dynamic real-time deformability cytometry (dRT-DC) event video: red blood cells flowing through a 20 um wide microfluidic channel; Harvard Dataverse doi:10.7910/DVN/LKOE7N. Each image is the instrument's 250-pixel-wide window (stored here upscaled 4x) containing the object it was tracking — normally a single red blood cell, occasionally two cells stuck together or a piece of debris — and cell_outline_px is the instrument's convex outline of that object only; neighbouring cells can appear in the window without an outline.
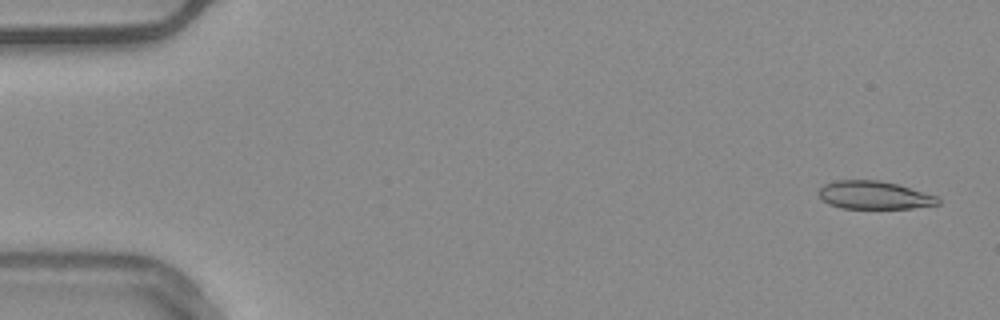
{"species": "common noctule bat (a hibernating species)", "species_latin": "Nyctalus noctula", "temperature_condition": "warm", "stored_images_in_passage": 54, "camera_frame_rate_fps": 3000, "um_per_image_px": 0.085, "animal": {"sex": "male", "body_mass_g": 20.4}, "frame": {"image": 1, "passage_image": 2, "time_ms": 0.333, "image_size_px": [1000, 320], "cell_outline_px": [[936, 204], [908, 208], [848, 208], [832, 204], [824, 200], [820, 196], [820, 192], [828, 184], [844, 180], [868, 180], [892, 184], [908, 188], [932, 196]], "centroid_in_image_um": [74.24, 16.6], "position_along_channel_um": 10.8, "area_um2": 17.8}}
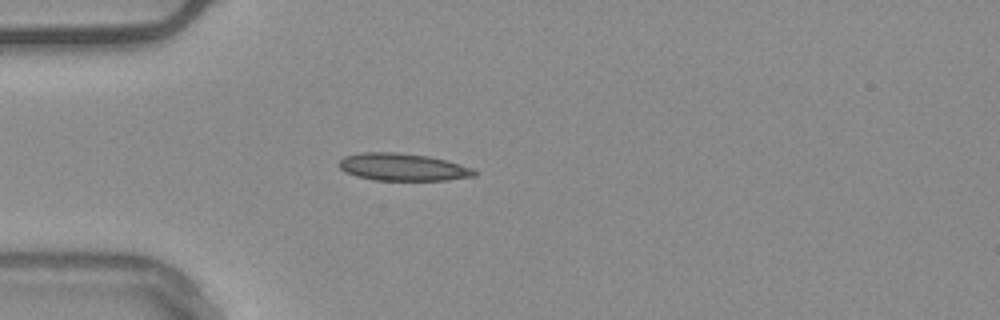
{"frame": {"image": 2, "passage_image": 15, "time_ms": 4.667, "image_size_px": [1000, 320], "cell_outline_px": [[476, 172], [472, 176], [440, 180], [380, 180], [360, 176], [348, 172], [340, 168], [340, 160], [348, 156], [424, 156], [456, 164]], "centroid_in_image_um": [34.28, 14.29], "position_along_channel_um": 50.7, "area_um2": 18.79}}
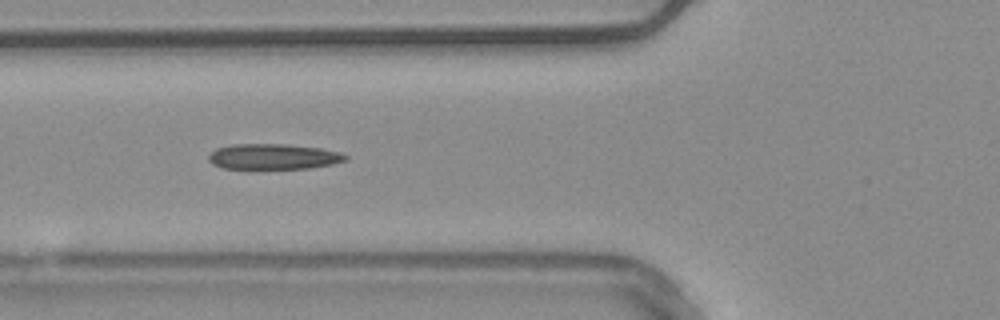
{"frame": {"image": 3, "passage_image": 20, "time_ms": 6.333, "image_size_px": [1000, 320], "cell_outline_px": [[344, 160], [328, 164], [304, 168], [228, 168], [216, 164], [208, 156], [212, 152], [220, 148], [244, 144], [268, 144], [316, 148], [332, 152], [344, 156]], "centroid_in_image_um": [23.16, 13.32], "position_along_channel_um": 102.6, "area_um2": 18.67}}